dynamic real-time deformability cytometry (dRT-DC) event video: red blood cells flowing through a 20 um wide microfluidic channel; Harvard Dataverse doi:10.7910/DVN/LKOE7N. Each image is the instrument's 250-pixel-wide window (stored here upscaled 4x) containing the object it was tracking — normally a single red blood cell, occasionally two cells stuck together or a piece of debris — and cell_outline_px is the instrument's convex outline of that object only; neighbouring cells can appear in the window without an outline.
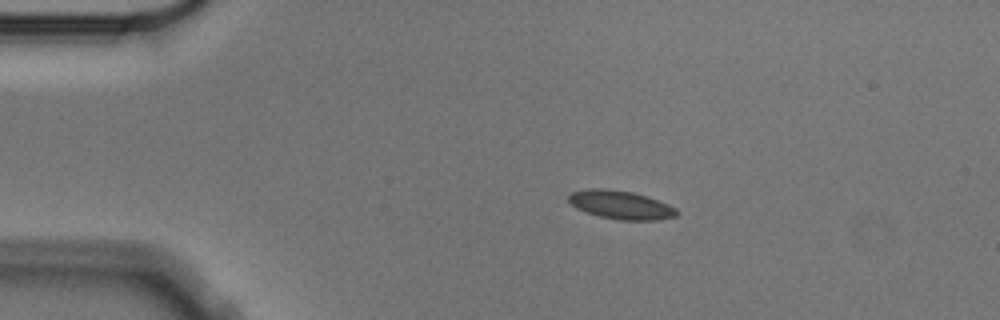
{"species": "Egyptian fruit bat (a non-hibernating species)", "species_latin": "Rousettus aegyptiacus", "temperature_condition": "cold", "stored_images_in_passage": 2, "camera_frame_rate_fps": 3000, "um_per_image_px": 0.085, "animal": {"sex": "male"}, "frame": {"image": 1, "passage_image": 1, "time_ms": 0.0, "image_size_px": [1000, 320], "cell_outline_px": [[680, 212], [676, 216], [656, 220], [620, 220], [600, 216], [576, 208], [568, 200], [568, 196], [572, 192], [588, 188], [608, 188], [632, 192], [668, 204], [676, 208]], "centroid_in_image_um": [52.76, 17.41], "position_along_channel_um": 32.2, "area_um2": 17.8}}